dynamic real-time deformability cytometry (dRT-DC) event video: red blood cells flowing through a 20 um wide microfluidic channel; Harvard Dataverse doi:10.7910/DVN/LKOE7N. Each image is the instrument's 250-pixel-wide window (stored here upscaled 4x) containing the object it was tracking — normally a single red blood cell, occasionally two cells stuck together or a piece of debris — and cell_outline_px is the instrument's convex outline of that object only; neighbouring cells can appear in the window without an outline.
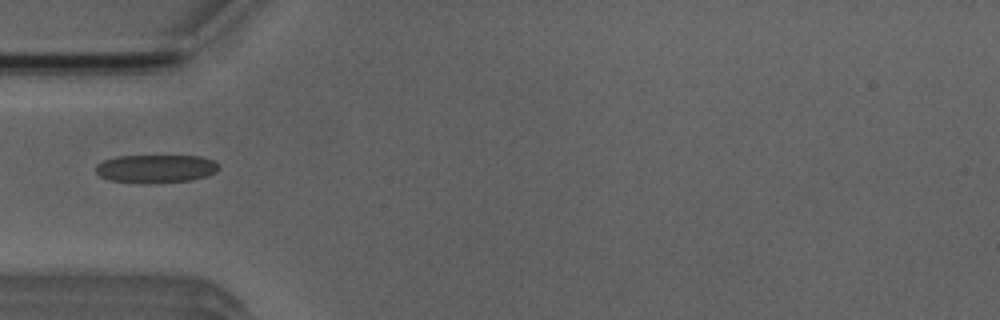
{"species": "Egyptian fruit bat (a non-hibernating species)", "species_latin": "Rousettus aegyptiacus", "temperature_condition": "room temperature", "stored_images_in_passage": 2, "camera_frame_rate_fps": 3000, "um_per_image_px": 0.085, "animal": {"sex": "male"}, "frame": {"image": 1, "passage_image": 2, "time_ms": 1.0, "image_size_px": [1000, 320], "cell_outline_px": [[220, 168], [216, 172], [204, 176], [188, 180], [148, 184], [108, 180], [100, 176], [96, 172], [96, 164], [104, 160], [116, 156], [200, 156], [212, 160], [220, 164]], "centroid_in_image_um": [13.23, 14.34], "position_along_channel_um": 71.8, "area_um2": 20.29}}